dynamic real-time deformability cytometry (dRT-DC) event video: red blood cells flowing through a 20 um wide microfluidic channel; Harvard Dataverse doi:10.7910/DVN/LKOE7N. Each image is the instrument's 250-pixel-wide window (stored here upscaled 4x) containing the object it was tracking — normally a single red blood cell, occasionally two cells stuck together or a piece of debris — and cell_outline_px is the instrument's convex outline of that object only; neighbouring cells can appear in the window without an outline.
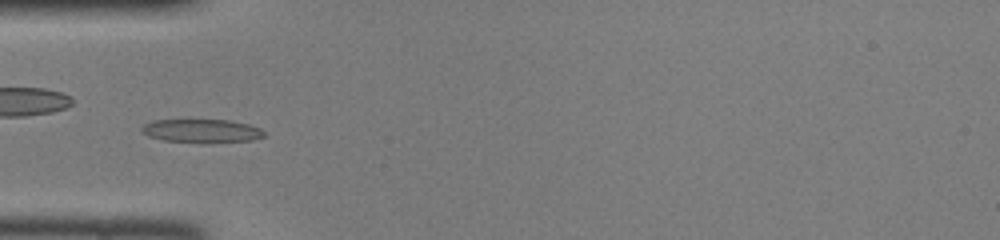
{"species": "common noctule bat (a hibernating species)", "species_latin": "Nyctalus noctula", "temperature_condition": "room temperature", "stored_images_in_passage": 46, "camera_frame_rate_fps": 3000, "um_per_image_px": 0.085, "animal": {"sex": "female", "body_mass_g": 22.0, "forearm_length_mm": 56.7}, "frame": {"image": 1, "passage_image": 14, "time_ms": 4.333, "image_size_px": [1000, 240], "cell_outline_px": [[264, 136], [252, 140], [164, 140], [148, 136], [140, 132], [140, 128], [144, 124], [152, 120], [228, 120], [248, 124], [260, 128], [264, 132]], "centroid_in_image_um": [17.07, 11.07], "position_along_channel_um": 67.9, "area_um2": 15.78}}
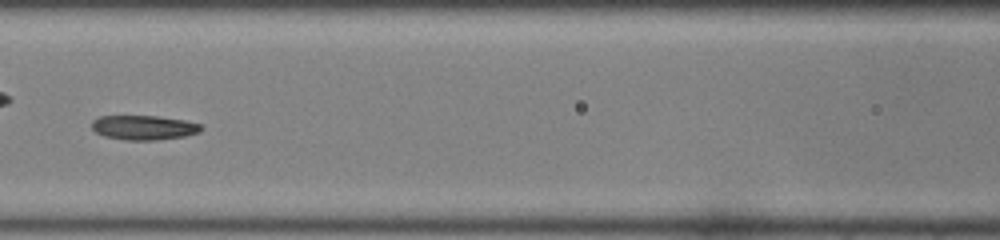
{"frame": {"image": 2, "passage_image": 20, "time_ms": 6.333, "image_size_px": [1000, 240], "cell_outline_px": [[200, 132], [184, 136], [156, 140], [124, 140], [104, 136], [96, 132], [92, 128], [92, 120], [100, 116], [156, 116], [184, 120], [200, 124]], "centroid_in_image_um": [12.19, 10.84], "position_along_channel_um": 154.4, "area_um2": 15.49}}